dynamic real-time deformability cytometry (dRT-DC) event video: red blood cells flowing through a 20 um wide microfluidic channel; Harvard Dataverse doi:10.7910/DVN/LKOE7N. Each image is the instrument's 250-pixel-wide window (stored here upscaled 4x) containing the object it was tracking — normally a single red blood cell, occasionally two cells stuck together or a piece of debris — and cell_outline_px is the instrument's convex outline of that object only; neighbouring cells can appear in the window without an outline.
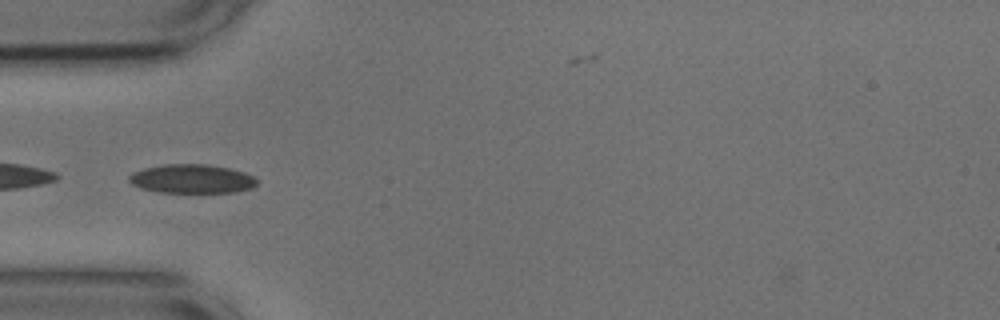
{"species": "common noctule bat (a hibernating species)", "species_latin": "Nyctalus noctula", "temperature_condition": "cold", "stored_images_in_passage": 16, "camera_frame_rate_fps": 3000, "um_per_image_px": 0.085, "animal": {"sex": "male", "body_mass_g": 17.9, "forearm_length_mm": 54.2}, "frame": {"image": 1, "passage_image": 1, "time_ms": 0.0, "image_size_px": [1000, 320], "cell_outline_px": [[256, 184], [252, 188], [232, 192], [160, 192], [140, 188], [132, 184], [128, 180], [128, 176], [132, 172], [144, 168], [164, 164], [204, 164], [228, 168], [244, 172], [252, 176], [256, 180]], "centroid_in_image_um": [16.26, 15.19], "position_along_channel_um": 68.7, "area_um2": 21.39}}